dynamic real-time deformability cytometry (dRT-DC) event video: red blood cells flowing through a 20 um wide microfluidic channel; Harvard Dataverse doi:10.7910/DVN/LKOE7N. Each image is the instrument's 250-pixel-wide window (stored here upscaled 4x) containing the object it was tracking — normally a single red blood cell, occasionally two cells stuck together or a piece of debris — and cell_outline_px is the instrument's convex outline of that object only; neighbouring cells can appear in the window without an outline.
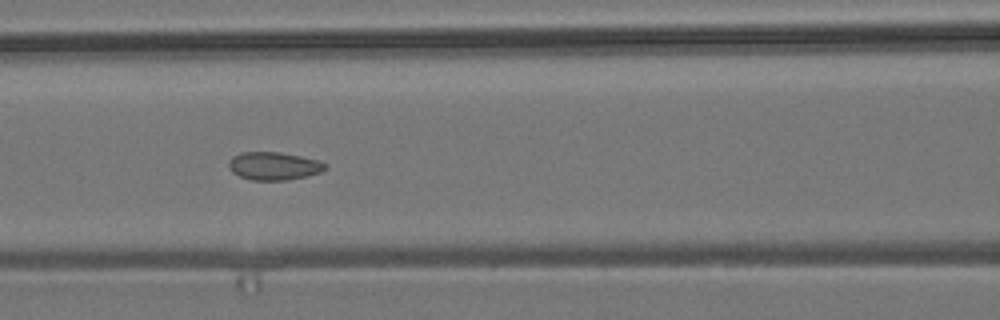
{"species": "common noctule bat (a hibernating species)", "species_latin": "Nyctalus noctula", "temperature_condition": "room temperature", "stored_images_in_passage": 8, "camera_frame_rate_fps": 3000, "um_per_image_px": 0.085, "animal": {"sex": "male", "body_mass_g": 19.2, "forearm_length_mm": 51.8}, "frame": {"image": 1, "passage_image": 6, "time_ms": 6.0, "image_size_px": [1000, 320], "cell_outline_px": [[328, 168], [320, 172], [308, 176], [288, 180], [252, 180], [240, 176], [232, 172], [228, 168], [228, 164], [232, 156], [240, 152], [280, 152], [300, 156], [316, 160], [324, 164]], "centroid_in_image_um": [23.24, 14.11], "position_along_channel_um": 143.4, "area_um2": 15.72}}
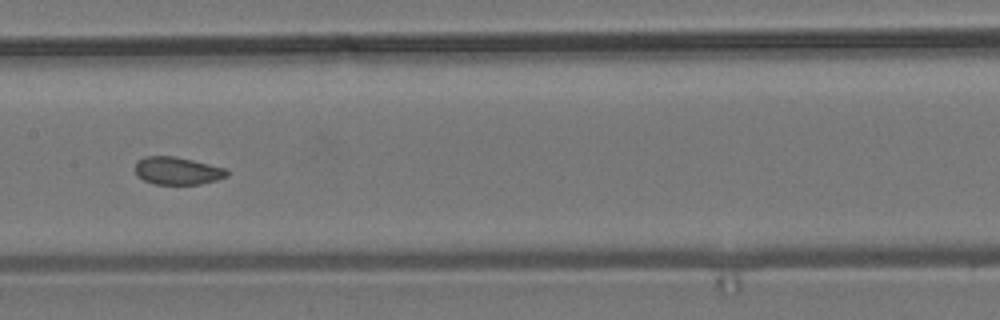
{"frame": {"image": 2, "passage_image": 7, "time_ms": 7.333, "image_size_px": [1000, 320], "cell_outline_px": [[228, 176], [216, 180], [200, 184], [156, 184], [144, 180], [136, 176], [136, 160], [144, 156], [176, 156], [224, 168], [228, 172]], "centroid_in_image_um": [15.04, 14.51], "position_along_channel_um": 192.4, "area_um2": 14.74}}
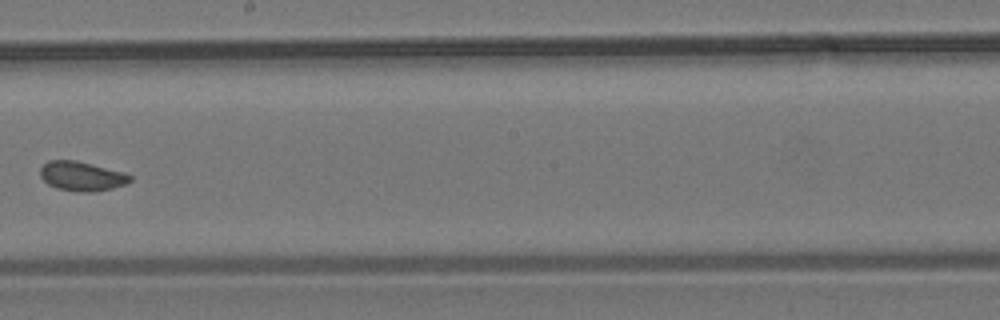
{"frame": {"image": 3, "passage_image": 8, "time_ms": 8.667, "image_size_px": [1000, 320], "cell_outline_px": [[132, 180], [124, 184], [112, 188], [92, 192], [80, 192], [56, 188], [48, 184], [40, 176], [40, 168], [48, 160], [76, 160], [124, 172], [132, 176]], "centroid_in_image_um": [6.93, 14.97], "position_along_channel_um": 241.3, "area_um2": 15.37}}